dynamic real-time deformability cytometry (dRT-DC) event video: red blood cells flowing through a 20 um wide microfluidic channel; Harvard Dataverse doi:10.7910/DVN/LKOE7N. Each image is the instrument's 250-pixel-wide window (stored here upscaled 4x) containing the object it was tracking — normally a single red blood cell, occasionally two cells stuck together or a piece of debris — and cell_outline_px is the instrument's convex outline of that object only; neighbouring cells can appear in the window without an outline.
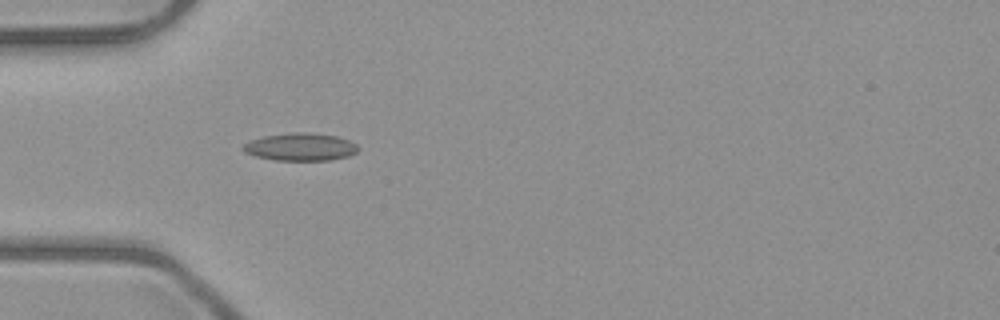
{"species": "common noctule bat (a hibernating species)", "species_latin": "Nyctalus noctula", "temperature_condition": "room temperature", "stored_images_in_passage": 5, "camera_frame_rate_fps": 3000, "um_per_image_px": 0.085, "animal": {"sex": "male", "body_mass_g": 23.1, "forearm_length_mm": 52.7}, "frame": {"image": 1, "passage_image": 5, "time_ms": 4.667, "image_size_px": [1000, 320], "cell_outline_px": [[360, 148], [356, 152], [348, 156], [328, 160], [276, 160], [256, 156], [244, 152], [240, 148], [244, 144], [252, 140], [264, 136], [296, 132], [304, 132], [336, 136], [348, 140], [356, 144]], "centroid_in_image_um": [25.53, 12.49], "position_along_channel_um": 59.5, "area_um2": 18.32}}